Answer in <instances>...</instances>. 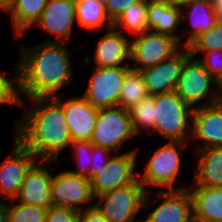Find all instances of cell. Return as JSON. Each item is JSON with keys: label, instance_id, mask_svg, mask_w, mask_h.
Segmentation results:
<instances>
[{"label": "cell", "instance_id": "cell-1", "mask_svg": "<svg viewBox=\"0 0 222 222\" xmlns=\"http://www.w3.org/2000/svg\"><path fill=\"white\" fill-rule=\"evenodd\" d=\"M66 46L62 42L44 41L36 47H20L15 71L18 105H23L22 97L27 100L55 97L73 81L75 67Z\"/></svg>", "mask_w": 222, "mask_h": 222}, {"label": "cell", "instance_id": "cell-2", "mask_svg": "<svg viewBox=\"0 0 222 222\" xmlns=\"http://www.w3.org/2000/svg\"><path fill=\"white\" fill-rule=\"evenodd\" d=\"M29 101L34 107L16 120L13 137L38 159L57 161L60 152L72 142L64 110L53 97Z\"/></svg>", "mask_w": 222, "mask_h": 222}, {"label": "cell", "instance_id": "cell-3", "mask_svg": "<svg viewBox=\"0 0 222 222\" xmlns=\"http://www.w3.org/2000/svg\"><path fill=\"white\" fill-rule=\"evenodd\" d=\"M193 110L175 91L155 95V128L152 132L168 141L190 142Z\"/></svg>", "mask_w": 222, "mask_h": 222}, {"label": "cell", "instance_id": "cell-4", "mask_svg": "<svg viewBox=\"0 0 222 222\" xmlns=\"http://www.w3.org/2000/svg\"><path fill=\"white\" fill-rule=\"evenodd\" d=\"M138 178L127 186L95 197L94 206L108 222H136V216L150 202V190H145Z\"/></svg>", "mask_w": 222, "mask_h": 222}, {"label": "cell", "instance_id": "cell-5", "mask_svg": "<svg viewBox=\"0 0 222 222\" xmlns=\"http://www.w3.org/2000/svg\"><path fill=\"white\" fill-rule=\"evenodd\" d=\"M189 142L169 141L159 146L153 152V156L146 163L143 174H138V180L144 186L164 187V190H180L188 186L174 187L180 175L181 152Z\"/></svg>", "mask_w": 222, "mask_h": 222}, {"label": "cell", "instance_id": "cell-6", "mask_svg": "<svg viewBox=\"0 0 222 222\" xmlns=\"http://www.w3.org/2000/svg\"><path fill=\"white\" fill-rule=\"evenodd\" d=\"M195 59L190 56L185 61L175 90L180 98L193 109L221 101L217 89V80L209 74L198 59ZM203 99L205 102L201 101Z\"/></svg>", "mask_w": 222, "mask_h": 222}, {"label": "cell", "instance_id": "cell-7", "mask_svg": "<svg viewBox=\"0 0 222 222\" xmlns=\"http://www.w3.org/2000/svg\"><path fill=\"white\" fill-rule=\"evenodd\" d=\"M133 137L136 135L128 110L119 106L98 108L96 124L90 139L93 145L115 152Z\"/></svg>", "mask_w": 222, "mask_h": 222}, {"label": "cell", "instance_id": "cell-8", "mask_svg": "<svg viewBox=\"0 0 222 222\" xmlns=\"http://www.w3.org/2000/svg\"><path fill=\"white\" fill-rule=\"evenodd\" d=\"M131 39L130 61L134 62L131 69L135 71L155 66L170 58L181 47L173 37L150 30Z\"/></svg>", "mask_w": 222, "mask_h": 222}, {"label": "cell", "instance_id": "cell-9", "mask_svg": "<svg viewBox=\"0 0 222 222\" xmlns=\"http://www.w3.org/2000/svg\"><path fill=\"white\" fill-rule=\"evenodd\" d=\"M130 70L129 66L95 67L84 99L96 108L118 106L123 81Z\"/></svg>", "mask_w": 222, "mask_h": 222}, {"label": "cell", "instance_id": "cell-10", "mask_svg": "<svg viewBox=\"0 0 222 222\" xmlns=\"http://www.w3.org/2000/svg\"><path fill=\"white\" fill-rule=\"evenodd\" d=\"M138 150L136 148L110 157L107 165L90 179L94 198L132 184L138 178L135 172Z\"/></svg>", "mask_w": 222, "mask_h": 222}, {"label": "cell", "instance_id": "cell-11", "mask_svg": "<svg viewBox=\"0 0 222 222\" xmlns=\"http://www.w3.org/2000/svg\"><path fill=\"white\" fill-rule=\"evenodd\" d=\"M52 206L82 212L84 204H92L95 199L92 193L91 180L87 177L74 175L68 170L57 175L52 174L51 181Z\"/></svg>", "mask_w": 222, "mask_h": 222}, {"label": "cell", "instance_id": "cell-12", "mask_svg": "<svg viewBox=\"0 0 222 222\" xmlns=\"http://www.w3.org/2000/svg\"><path fill=\"white\" fill-rule=\"evenodd\" d=\"M13 155L9 154L0 164V200L14 199L27 172L36 163L37 157L15 137Z\"/></svg>", "mask_w": 222, "mask_h": 222}, {"label": "cell", "instance_id": "cell-13", "mask_svg": "<svg viewBox=\"0 0 222 222\" xmlns=\"http://www.w3.org/2000/svg\"><path fill=\"white\" fill-rule=\"evenodd\" d=\"M181 48L170 58L153 67L140 70L149 95L154 96L176 90L184 63L191 56L188 47Z\"/></svg>", "mask_w": 222, "mask_h": 222}, {"label": "cell", "instance_id": "cell-14", "mask_svg": "<svg viewBox=\"0 0 222 222\" xmlns=\"http://www.w3.org/2000/svg\"><path fill=\"white\" fill-rule=\"evenodd\" d=\"M76 21L75 0H49L34 25L59 38L50 37L45 42L66 43L71 38Z\"/></svg>", "mask_w": 222, "mask_h": 222}, {"label": "cell", "instance_id": "cell-15", "mask_svg": "<svg viewBox=\"0 0 222 222\" xmlns=\"http://www.w3.org/2000/svg\"><path fill=\"white\" fill-rule=\"evenodd\" d=\"M53 162H56V160H40L39 163L36 162L27 172L14 201L18 200L24 204L47 209L51 207L52 173L49 171V166Z\"/></svg>", "mask_w": 222, "mask_h": 222}, {"label": "cell", "instance_id": "cell-16", "mask_svg": "<svg viewBox=\"0 0 222 222\" xmlns=\"http://www.w3.org/2000/svg\"><path fill=\"white\" fill-rule=\"evenodd\" d=\"M62 94L53 97L63 108L72 141H90L96 124L98 108L83 96L62 100Z\"/></svg>", "mask_w": 222, "mask_h": 222}, {"label": "cell", "instance_id": "cell-17", "mask_svg": "<svg viewBox=\"0 0 222 222\" xmlns=\"http://www.w3.org/2000/svg\"><path fill=\"white\" fill-rule=\"evenodd\" d=\"M156 195L164 201L144 218V222H194L193 199L188 188L162 189Z\"/></svg>", "mask_w": 222, "mask_h": 222}, {"label": "cell", "instance_id": "cell-18", "mask_svg": "<svg viewBox=\"0 0 222 222\" xmlns=\"http://www.w3.org/2000/svg\"><path fill=\"white\" fill-rule=\"evenodd\" d=\"M199 139V149L222 147V101L195 108L190 141Z\"/></svg>", "mask_w": 222, "mask_h": 222}, {"label": "cell", "instance_id": "cell-19", "mask_svg": "<svg viewBox=\"0 0 222 222\" xmlns=\"http://www.w3.org/2000/svg\"><path fill=\"white\" fill-rule=\"evenodd\" d=\"M111 27L98 41L94 54V67H120L129 66L125 61H130V36Z\"/></svg>", "mask_w": 222, "mask_h": 222}, {"label": "cell", "instance_id": "cell-20", "mask_svg": "<svg viewBox=\"0 0 222 222\" xmlns=\"http://www.w3.org/2000/svg\"><path fill=\"white\" fill-rule=\"evenodd\" d=\"M147 9L148 30L171 36L183 47V44H181L182 37L177 33V28L183 22L180 7L168 5L160 0H147Z\"/></svg>", "mask_w": 222, "mask_h": 222}, {"label": "cell", "instance_id": "cell-21", "mask_svg": "<svg viewBox=\"0 0 222 222\" xmlns=\"http://www.w3.org/2000/svg\"><path fill=\"white\" fill-rule=\"evenodd\" d=\"M181 20H189L191 30H187L186 41L183 46H188L200 34L215 27L220 21L216 12L213 10L212 0H190L180 7Z\"/></svg>", "mask_w": 222, "mask_h": 222}, {"label": "cell", "instance_id": "cell-22", "mask_svg": "<svg viewBox=\"0 0 222 222\" xmlns=\"http://www.w3.org/2000/svg\"><path fill=\"white\" fill-rule=\"evenodd\" d=\"M194 222L222 220V187L191 186Z\"/></svg>", "mask_w": 222, "mask_h": 222}, {"label": "cell", "instance_id": "cell-23", "mask_svg": "<svg viewBox=\"0 0 222 222\" xmlns=\"http://www.w3.org/2000/svg\"><path fill=\"white\" fill-rule=\"evenodd\" d=\"M197 151V172L191 186L222 187V147Z\"/></svg>", "mask_w": 222, "mask_h": 222}, {"label": "cell", "instance_id": "cell-24", "mask_svg": "<svg viewBox=\"0 0 222 222\" xmlns=\"http://www.w3.org/2000/svg\"><path fill=\"white\" fill-rule=\"evenodd\" d=\"M49 0H16L7 12L11 14V22L15 29L16 37L24 33L40 18Z\"/></svg>", "mask_w": 222, "mask_h": 222}, {"label": "cell", "instance_id": "cell-25", "mask_svg": "<svg viewBox=\"0 0 222 222\" xmlns=\"http://www.w3.org/2000/svg\"><path fill=\"white\" fill-rule=\"evenodd\" d=\"M75 11L77 23L86 30L113 27V23L106 13L105 4L98 0H75Z\"/></svg>", "mask_w": 222, "mask_h": 222}, {"label": "cell", "instance_id": "cell-26", "mask_svg": "<svg viewBox=\"0 0 222 222\" xmlns=\"http://www.w3.org/2000/svg\"><path fill=\"white\" fill-rule=\"evenodd\" d=\"M147 0L135 3L127 8L114 22L113 27L123 33L128 31L130 36H137L148 30Z\"/></svg>", "mask_w": 222, "mask_h": 222}, {"label": "cell", "instance_id": "cell-27", "mask_svg": "<svg viewBox=\"0 0 222 222\" xmlns=\"http://www.w3.org/2000/svg\"><path fill=\"white\" fill-rule=\"evenodd\" d=\"M149 96L140 71L130 70L123 81L118 106L129 110L136 103Z\"/></svg>", "mask_w": 222, "mask_h": 222}, {"label": "cell", "instance_id": "cell-28", "mask_svg": "<svg viewBox=\"0 0 222 222\" xmlns=\"http://www.w3.org/2000/svg\"><path fill=\"white\" fill-rule=\"evenodd\" d=\"M155 95H149L132 106L129 111L132 127L137 136L141 129L150 132L155 128Z\"/></svg>", "mask_w": 222, "mask_h": 222}, {"label": "cell", "instance_id": "cell-29", "mask_svg": "<svg viewBox=\"0 0 222 222\" xmlns=\"http://www.w3.org/2000/svg\"><path fill=\"white\" fill-rule=\"evenodd\" d=\"M8 200V222H46L47 208Z\"/></svg>", "mask_w": 222, "mask_h": 222}, {"label": "cell", "instance_id": "cell-30", "mask_svg": "<svg viewBox=\"0 0 222 222\" xmlns=\"http://www.w3.org/2000/svg\"><path fill=\"white\" fill-rule=\"evenodd\" d=\"M187 47L193 58L200 52L203 54L205 51L212 49L222 50V20L215 27L200 34Z\"/></svg>", "mask_w": 222, "mask_h": 222}, {"label": "cell", "instance_id": "cell-31", "mask_svg": "<svg viewBox=\"0 0 222 222\" xmlns=\"http://www.w3.org/2000/svg\"><path fill=\"white\" fill-rule=\"evenodd\" d=\"M72 155L75 156L77 168L74 171L68 170L74 175L87 177L90 179V167L92 156V143L90 141H72Z\"/></svg>", "mask_w": 222, "mask_h": 222}, {"label": "cell", "instance_id": "cell-32", "mask_svg": "<svg viewBox=\"0 0 222 222\" xmlns=\"http://www.w3.org/2000/svg\"><path fill=\"white\" fill-rule=\"evenodd\" d=\"M201 59H198L209 74L215 79L219 80L222 76V50L212 49L205 51Z\"/></svg>", "mask_w": 222, "mask_h": 222}, {"label": "cell", "instance_id": "cell-33", "mask_svg": "<svg viewBox=\"0 0 222 222\" xmlns=\"http://www.w3.org/2000/svg\"><path fill=\"white\" fill-rule=\"evenodd\" d=\"M18 105L16 97V79H8L0 72V104Z\"/></svg>", "mask_w": 222, "mask_h": 222}, {"label": "cell", "instance_id": "cell-34", "mask_svg": "<svg viewBox=\"0 0 222 222\" xmlns=\"http://www.w3.org/2000/svg\"><path fill=\"white\" fill-rule=\"evenodd\" d=\"M46 222H79V212L51 206L47 209Z\"/></svg>", "mask_w": 222, "mask_h": 222}, {"label": "cell", "instance_id": "cell-35", "mask_svg": "<svg viewBox=\"0 0 222 222\" xmlns=\"http://www.w3.org/2000/svg\"><path fill=\"white\" fill-rule=\"evenodd\" d=\"M111 151L92 144V156L90 167V179L99 173L105 165H107L111 155Z\"/></svg>", "mask_w": 222, "mask_h": 222}, {"label": "cell", "instance_id": "cell-36", "mask_svg": "<svg viewBox=\"0 0 222 222\" xmlns=\"http://www.w3.org/2000/svg\"><path fill=\"white\" fill-rule=\"evenodd\" d=\"M143 0H108L105 4L106 13L113 23L127 8Z\"/></svg>", "mask_w": 222, "mask_h": 222}, {"label": "cell", "instance_id": "cell-37", "mask_svg": "<svg viewBox=\"0 0 222 222\" xmlns=\"http://www.w3.org/2000/svg\"><path fill=\"white\" fill-rule=\"evenodd\" d=\"M79 222H108L94 205H88L85 210L79 212Z\"/></svg>", "mask_w": 222, "mask_h": 222}, {"label": "cell", "instance_id": "cell-38", "mask_svg": "<svg viewBox=\"0 0 222 222\" xmlns=\"http://www.w3.org/2000/svg\"><path fill=\"white\" fill-rule=\"evenodd\" d=\"M0 222H8V201H0Z\"/></svg>", "mask_w": 222, "mask_h": 222}, {"label": "cell", "instance_id": "cell-39", "mask_svg": "<svg viewBox=\"0 0 222 222\" xmlns=\"http://www.w3.org/2000/svg\"><path fill=\"white\" fill-rule=\"evenodd\" d=\"M213 10L217 16L222 20V0H212Z\"/></svg>", "mask_w": 222, "mask_h": 222}, {"label": "cell", "instance_id": "cell-40", "mask_svg": "<svg viewBox=\"0 0 222 222\" xmlns=\"http://www.w3.org/2000/svg\"><path fill=\"white\" fill-rule=\"evenodd\" d=\"M15 2L16 0H0V9L8 12Z\"/></svg>", "mask_w": 222, "mask_h": 222}, {"label": "cell", "instance_id": "cell-41", "mask_svg": "<svg viewBox=\"0 0 222 222\" xmlns=\"http://www.w3.org/2000/svg\"><path fill=\"white\" fill-rule=\"evenodd\" d=\"M163 1L165 3H167L168 5H174V6H183L185 5L187 2H189L190 0H160Z\"/></svg>", "mask_w": 222, "mask_h": 222}, {"label": "cell", "instance_id": "cell-42", "mask_svg": "<svg viewBox=\"0 0 222 222\" xmlns=\"http://www.w3.org/2000/svg\"><path fill=\"white\" fill-rule=\"evenodd\" d=\"M217 89H218V93H219V96H220L221 101H222V76L217 81Z\"/></svg>", "mask_w": 222, "mask_h": 222}, {"label": "cell", "instance_id": "cell-43", "mask_svg": "<svg viewBox=\"0 0 222 222\" xmlns=\"http://www.w3.org/2000/svg\"><path fill=\"white\" fill-rule=\"evenodd\" d=\"M99 2H101V3H103V4H106V2L108 1V0H98Z\"/></svg>", "mask_w": 222, "mask_h": 222}, {"label": "cell", "instance_id": "cell-44", "mask_svg": "<svg viewBox=\"0 0 222 222\" xmlns=\"http://www.w3.org/2000/svg\"><path fill=\"white\" fill-rule=\"evenodd\" d=\"M210 222H222V220H217V221H210Z\"/></svg>", "mask_w": 222, "mask_h": 222}]
</instances>
